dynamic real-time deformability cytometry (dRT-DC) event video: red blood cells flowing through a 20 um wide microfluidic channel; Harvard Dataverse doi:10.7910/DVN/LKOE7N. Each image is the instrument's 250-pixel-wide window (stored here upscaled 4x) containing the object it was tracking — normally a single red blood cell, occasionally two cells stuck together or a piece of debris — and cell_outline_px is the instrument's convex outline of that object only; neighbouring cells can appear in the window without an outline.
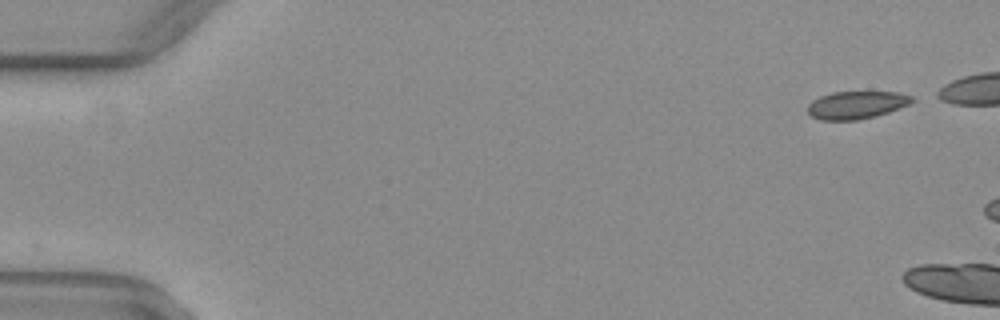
{"species": "common noctule bat (a hibernating species)", "species_latin": "Nyctalus noctula", "temperature_condition": "warm", "stored_images_in_passage": 6, "camera_frame_rate_fps": 3000, "um_per_image_px": 0.085, "animal": {"sex": "female", "body_mass_g": 29.2, "forearm_length_mm": 56.3}, "frame": {"image": 1, "passage_image": 2, "time_ms": 0.333, "image_size_px": [1000, 320], "cell_outline_px": [[916, 100], [908, 104], [888, 112], [876, 116], [856, 120], [820, 120], [812, 116], [808, 112], [808, 104], [812, 100], [820, 96], [832, 92], [900, 92], [912, 96]], "centroid_in_image_um": [72.79, 8.92], "position_along_channel_um": 12.2, "area_um2": 16.82}}